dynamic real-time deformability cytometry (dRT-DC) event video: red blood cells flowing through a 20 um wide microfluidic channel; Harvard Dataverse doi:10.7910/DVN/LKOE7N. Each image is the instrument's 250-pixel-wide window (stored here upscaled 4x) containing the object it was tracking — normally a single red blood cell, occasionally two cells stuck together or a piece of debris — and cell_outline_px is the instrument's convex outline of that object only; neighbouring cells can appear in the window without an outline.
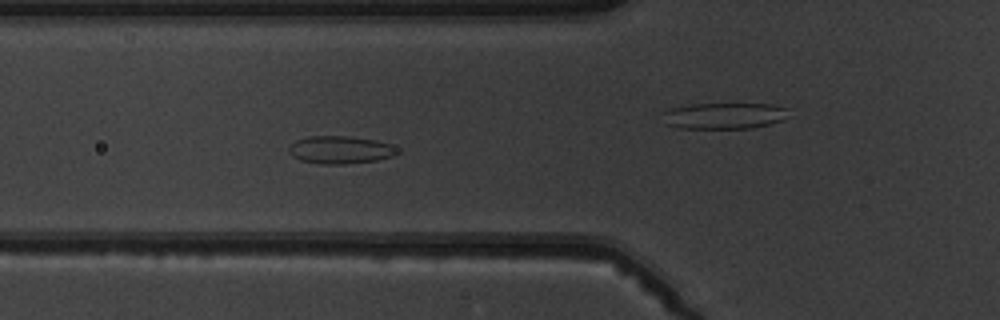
{"species": "common noctule bat (a hibernating species)", "species_latin": "Nyctalus noctula", "temperature_condition": "warm", "stored_images_in_passage": 8, "camera_frame_rate_fps": 3000, "um_per_image_px": 0.085, "animal": {"sex": "male", "body_mass_g": 19.5, "forearm_length_mm": 54.6}, "frame": {"image": 1, "passage_image": 5, "time_ms": 4.667, "image_size_px": [1000, 320], "cell_outline_px": [[400, 152], [392, 156], [376, 160], [344, 164], [320, 164], [300, 160], [292, 156], [288, 152], [288, 148], [296, 140], [308, 136], [348, 136], [376, 140], [388, 144], [396, 148]], "centroid_in_image_um": [28.89, 12.73], "position_along_channel_um": 96.9, "area_um2": 17.46}}
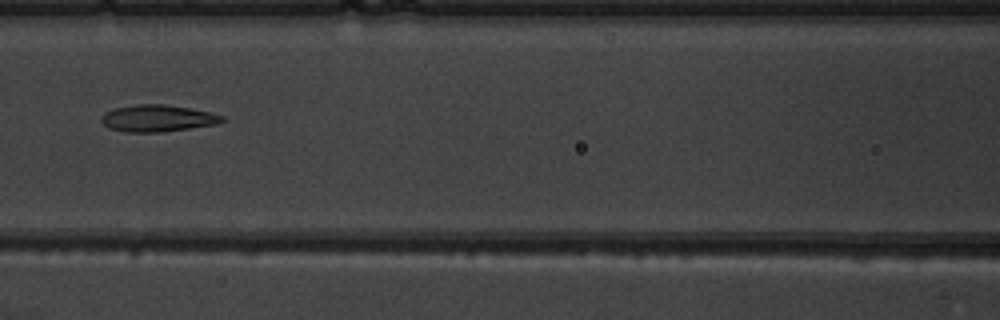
{"frame": {"image": 2, "passage_image": 7, "time_ms": 7.0, "image_size_px": [1000, 320], "cell_outline_px": [[224, 120], [216, 124], [160, 132], [124, 132], [108, 128], [100, 120], [104, 112], [116, 108], [136, 104], [164, 104], [188, 108], [208, 112], [224, 116]], "centroid_in_image_um": [13.34, 10.05], "position_along_channel_um": 153.3, "area_um2": 18.67}}
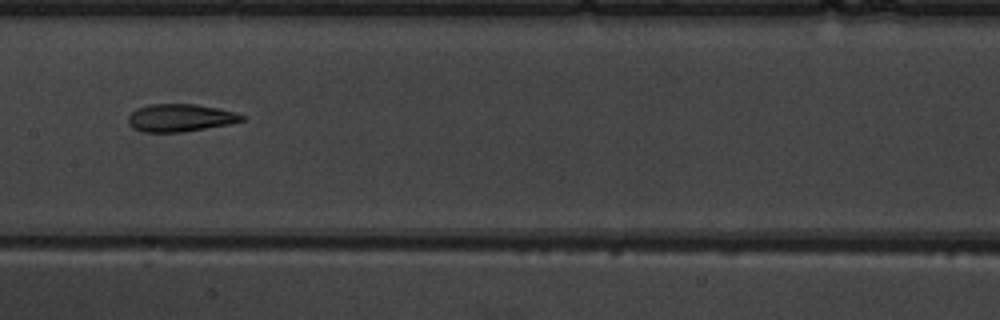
{"frame": {"image": 3, "passage_image": 8, "time_ms": 8.0, "image_size_px": [1000, 320], "cell_outline_px": [[244, 120], [232, 124], [184, 132], [140, 132], [132, 128], [128, 124], [128, 116], [136, 108], [148, 104], [196, 104], [236, 112], [244, 116]], "centroid_in_image_um": [15.3, 10.02], "position_along_channel_um": 192.1, "area_um2": 18.55}}